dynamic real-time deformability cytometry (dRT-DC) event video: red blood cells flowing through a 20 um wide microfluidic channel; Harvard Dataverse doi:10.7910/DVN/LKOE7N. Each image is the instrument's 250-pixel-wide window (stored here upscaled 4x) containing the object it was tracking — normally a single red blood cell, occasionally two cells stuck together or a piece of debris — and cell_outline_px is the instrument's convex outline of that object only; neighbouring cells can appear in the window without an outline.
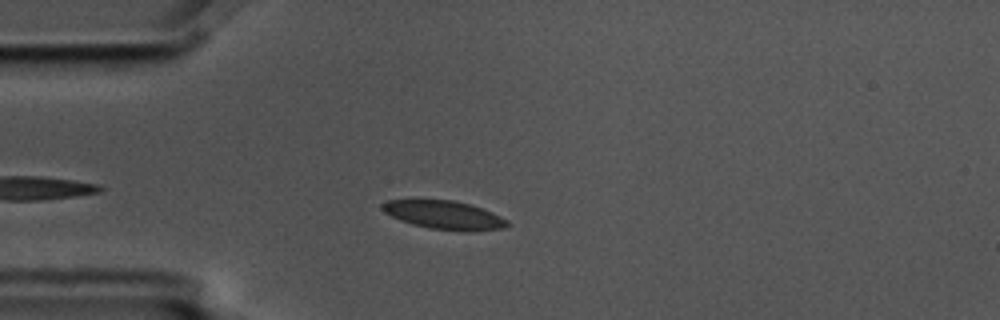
{"species": "common noctule bat (a hibernating species)", "species_latin": "Nyctalus noctula", "temperature_condition": "cold", "stored_images_in_passage": 3, "camera_frame_rate_fps": 3000, "um_per_image_px": 0.085, "animal": {"sex": "male", "body_mass_g": 17.5, "forearm_length_mm": 52.3}, "frame": {"image": 1, "passage_image": 3, "time_ms": 0.667, "image_size_px": [1000, 320], "cell_outline_px": [[512, 224], [504, 228], [472, 232], [464, 232], [428, 228], [412, 224], [400, 220], [384, 212], [380, 208], [380, 204], [388, 200], [452, 200], [468, 204], [492, 212], [508, 220]], "centroid_in_image_um": [37.78, 18.29], "position_along_channel_um": 47.2, "area_um2": 20.92}}